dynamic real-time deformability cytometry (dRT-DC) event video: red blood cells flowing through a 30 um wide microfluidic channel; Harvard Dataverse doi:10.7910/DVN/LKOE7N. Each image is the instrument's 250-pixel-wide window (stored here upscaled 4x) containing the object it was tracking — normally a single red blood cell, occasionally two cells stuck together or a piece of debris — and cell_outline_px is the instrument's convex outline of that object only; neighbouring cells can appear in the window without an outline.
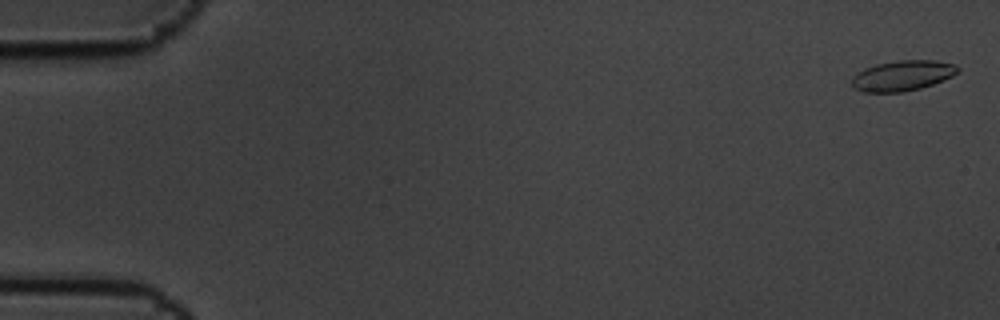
{"species": "common noctule bat (a hibernating species)", "species_latin": "Nyctalus noctula", "temperature_condition": "cold", "stored_images_in_passage": 4, "camera_frame_rate_fps": 3000, "um_per_image_px": 0.085, "animal": {"sex": "male", "body_mass_g": 19.5, "forearm_length_mm": 54.6}, "frame": {"image": 1, "passage_image": 1, "time_ms": 0.0, "image_size_px": [1000, 320], "cell_outline_px": [[960, 72], [944, 80], [920, 88], [904, 92], [864, 92], [856, 88], [852, 84], [852, 76], [864, 68], [876, 64], [900, 60], [936, 60], [956, 64], [960, 68]], "centroid_in_image_um": [76.75, 6.42], "position_along_channel_um": 8.2, "area_um2": 18.84}}